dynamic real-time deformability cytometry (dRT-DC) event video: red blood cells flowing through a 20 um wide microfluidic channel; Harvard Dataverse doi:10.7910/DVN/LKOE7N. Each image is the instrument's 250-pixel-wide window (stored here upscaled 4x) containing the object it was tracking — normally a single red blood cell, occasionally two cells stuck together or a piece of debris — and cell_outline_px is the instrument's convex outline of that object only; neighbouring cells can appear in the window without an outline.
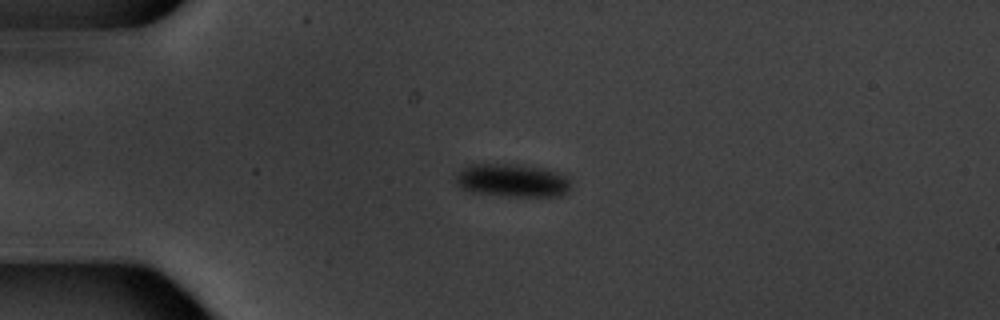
{"species": "common noctule bat (a hibernating species)", "species_latin": "Nyctalus noctula", "temperature_condition": "warm", "stored_images_in_passage": 7, "camera_frame_rate_fps": 3000, "um_per_image_px": 0.085, "animal": {"sex": "male", "body_mass_g": 20.1, "forearm_length_mm": 53.5}, "frame": {"image": 1, "passage_image": 4, "time_ms": 3.333, "image_size_px": [1000, 320], "cell_outline_px": [[572, 188], [568, 192], [560, 196], [508, 196], [472, 192], [464, 188], [456, 180], [456, 176], [464, 168], [472, 164], [516, 164], [548, 168], [564, 172], [568, 176], [572, 184]], "centroid_in_image_um": [43.7, 15.33], "position_along_channel_um": 41.3, "area_um2": 22.48}}